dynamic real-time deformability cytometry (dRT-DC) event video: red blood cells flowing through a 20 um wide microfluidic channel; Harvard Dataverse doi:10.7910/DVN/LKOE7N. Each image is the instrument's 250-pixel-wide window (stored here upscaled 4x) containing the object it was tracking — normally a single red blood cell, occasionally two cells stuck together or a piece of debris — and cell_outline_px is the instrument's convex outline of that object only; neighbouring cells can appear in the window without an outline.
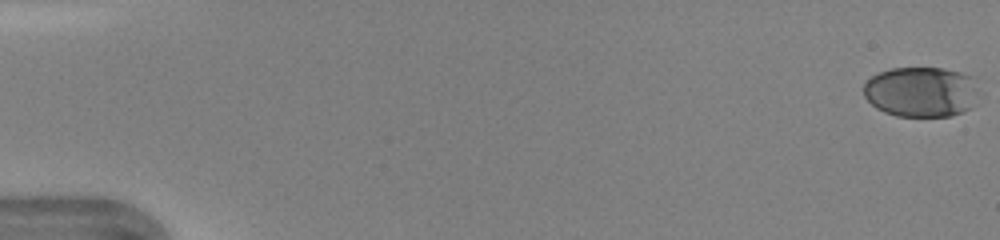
{"species": "human", "species_latin": "Homo sapiens", "temperature_condition": "warm", "stored_images_in_passage": 47, "camera_frame_rate_fps": 3000, "um_per_image_px": 0.085, "donor": {"sex": "female"}, "frame": {"image": 1, "passage_image": 1, "time_ms": 0.0, "image_size_px": [1000, 240], "cell_outline_px": [[976, 104], [964, 112], [952, 116], [896, 116], [884, 112], [876, 108], [864, 96], [864, 84], [872, 76], [880, 72], [892, 68], [944, 68], [960, 72], [972, 76]], "centroid_in_image_um": [78.28, 7.82], "position_along_channel_um": 6.7, "area_um2": 33.64}}
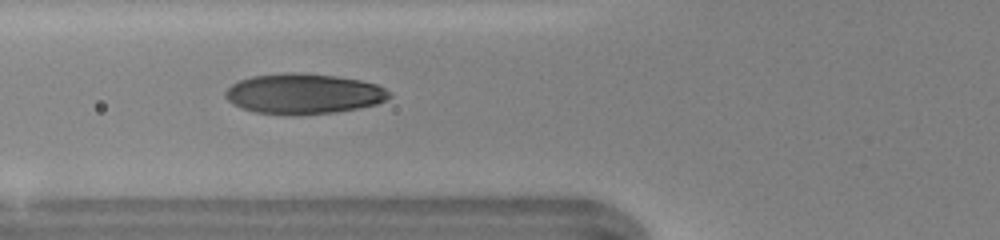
{"frame": {"image": 2, "passage_image": 19, "time_ms": 6.0, "image_size_px": [1000, 240], "cell_outline_px": [[392, 96], [376, 104], [360, 108], [336, 112], [296, 116], [256, 112], [240, 108], [232, 104], [224, 96], [224, 92], [232, 84], [240, 80], [252, 76], [284, 72], [292, 72], [336, 76], [360, 80], [376, 84], [392, 92]], "centroid_in_image_um": [25.79, 7.98], "position_along_channel_um": 100.0, "area_um2": 38.84}}
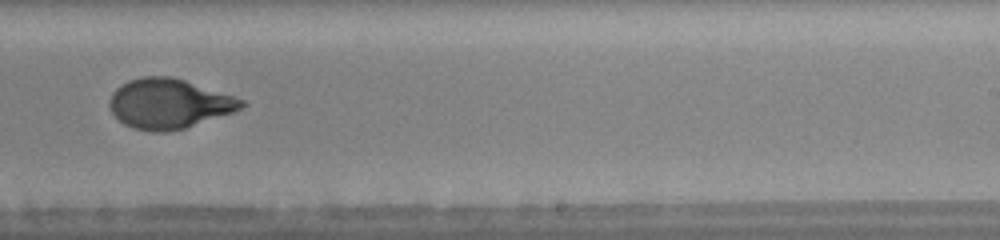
{"frame": {"image": 3, "passage_image": 31, "time_ms": 10.0, "image_size_px": [1000, 240], "cell_outline_px": [[248, 104], [232, 112], [184, 128], [168, 132], [152, 132], [132, 128], [124, 124], [112, 112], [108, 104], [108, 100], [112, 92], [120, 84], [128, 80], [144, 76], [172, 76], [248, 100]], "centroid_in_image_um": [14.35, 8.8], "position_along_channel_um": 274.6, "area_um2": 38.49}, "authors_computed_cell_mechanics": {"area_um2": 37.57, "velocity_mm_per_s": 4.3618, "shape_relaxation_time_tau1_ms": 4.5711, "shape_relaxation_time_tau2_ms": 0.6492, "deformation_change_tau1": 0.2087, "deformation_change_tau2": 0.0538}}